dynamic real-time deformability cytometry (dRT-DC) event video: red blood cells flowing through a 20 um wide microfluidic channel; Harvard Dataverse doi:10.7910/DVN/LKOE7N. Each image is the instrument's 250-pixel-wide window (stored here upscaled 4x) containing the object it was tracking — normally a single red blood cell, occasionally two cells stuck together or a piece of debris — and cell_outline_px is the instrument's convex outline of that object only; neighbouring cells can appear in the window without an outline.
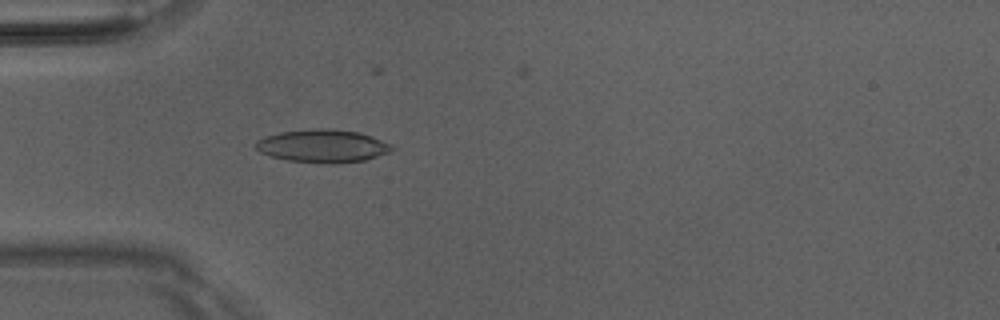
{"species": "Egyptian fruit bat (a non-hibernating species)", "species_latin": "Rousettus aegyptiacus", "temperature_condition": "room temperature", "stored_images_in_passage": 16, "camera_frame_rate_fps": 3000, "um_per_image_px": 0.085, "animal": {"sex": "male"}, "frame": {"image": 1, "passage_image": 13, "time_ms": 4.0, "image_size_px": [1000, 320], "cell_outline_px": [[396, 148], [388, 152], [364, 160], [336, 164], [320, 164], [288, 160], [272, 156], [260, 152], [252, 144], [256, 140], [264, 136], [280, 132], [316, 128], [332, 128], [360, 132], [372, 136], [392, 144]], "centroid_in_image_um": [27.42, 12.4], "position_along_channel_um": 57.6, "area_um2": 26.53}}